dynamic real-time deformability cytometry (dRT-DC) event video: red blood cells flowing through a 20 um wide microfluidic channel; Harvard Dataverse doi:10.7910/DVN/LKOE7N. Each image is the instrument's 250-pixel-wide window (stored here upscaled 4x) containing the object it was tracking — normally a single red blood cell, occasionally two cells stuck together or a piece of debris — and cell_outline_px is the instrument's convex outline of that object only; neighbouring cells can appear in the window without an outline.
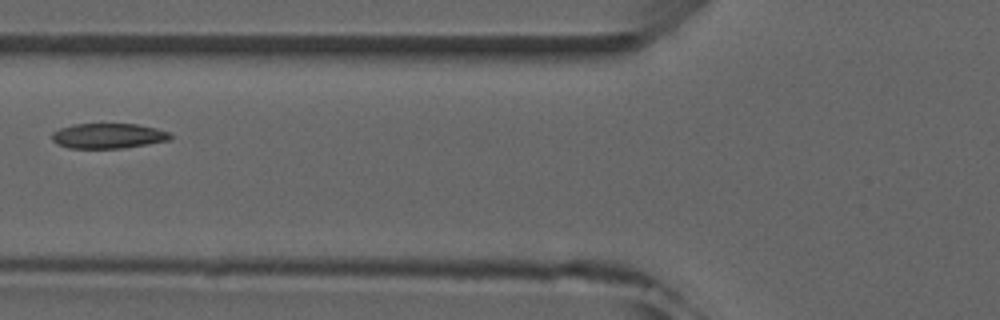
{"species": "common noctule bat (a hibernating species)", "species_latin": "Nyctalus noctula", "temperature_condition": "room temperature", "stored_images_in_passage": 3, "camera_frame_rate_fps": 3000, "um_per_image_px": 0.085, "animal": {"sex": "male", "forearm_length_mm": 52.5}, "frame": {"image": 1, "passage_image": 3, "time_ms": 2.0, "image_size_px": [1000, 320], "cell_outline_px": [[172, 136], [168, 140], [148, 144], [120, 148], [68, 148], [56, 144], [52, 140], [52, 132], [60, 128], [76, 124], [136, 124], [156, 128], [168, 132]], "centroid_in_image_um": [9.16, 11.55], "position_along_channel_um": 116.6, "area_um2": 17.22}}